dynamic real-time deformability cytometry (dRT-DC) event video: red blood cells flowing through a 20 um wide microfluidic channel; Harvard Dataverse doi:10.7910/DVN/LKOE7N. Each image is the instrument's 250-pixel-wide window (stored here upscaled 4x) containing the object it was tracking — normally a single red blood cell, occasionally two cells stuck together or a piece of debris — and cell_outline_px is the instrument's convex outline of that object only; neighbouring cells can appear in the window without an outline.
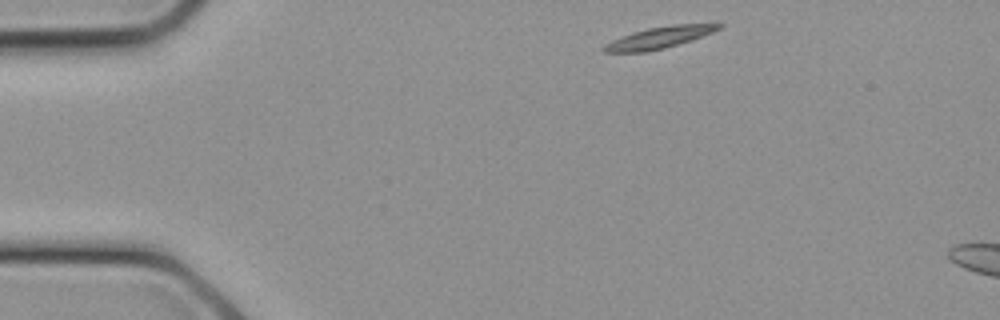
{"species": "common noctule bat (a hibernating species)", "species_latin": "Nyctalus noctula", "temperature_condition": "cold", "stored_images_in_passage": 11, "camera_frame_rate_fps": 3000, "um_per_image_px": 0.085, "animal": {"sex": "female", "body_mass_g": 21.9}, "frame": {"image": 1, "passage_image": 1, "time_ms": 0.0, "image_size_px": [1000, 320], "cell_outline_px": [[724, 24], [720, 28], [712, 32], [692, 40], [664, 48], [648, 52], [604, 52], [604, 48], [612, 40], [632, 32], [648, 28], [672, 24]], "centroid_in_image_um": [56.05, 3.19], "position_along_channel_um": 29.0, "area_um2": 14.16}}
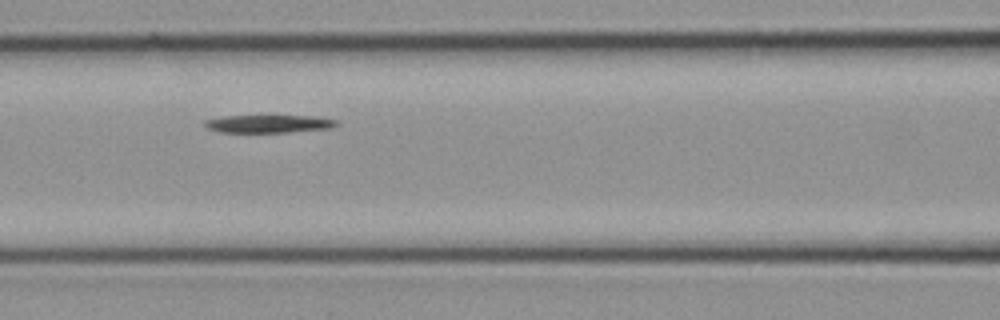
{"frame": {"image": 2, "passage_image": 8, "time_ms": 2.333, "image_size_px": [1000, 320], "cell_outline_px": [[340, 124], [332, 128], [288, 132], [220, 132], [208, 128], [204, 124], [204, 120], [224, 116], [316, 116], [336, 120]], "centroid_in_image_um": [22.87, 10.52], "position_along_channel_um": 143.7, "area_um2": 13.64}}
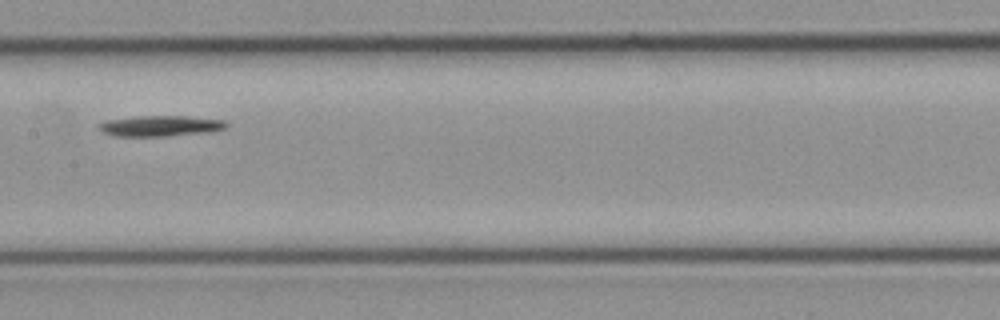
{"frame": {"image": 3, "passage_image": 10, "time_ms": 3.0, "image_size_px": [1000, 320], "cell_outline_px": [[228, 124], [224, 128], [208, 132], [168, 136], [112, 136], [104, 132], [100, 128], [100, 124], [104, 120], [136, 116], [184, 116], [224, 120]], "centroid_in_image_um": [13.61, 10.7], "position_along_channel_um": 193.8, "area_um2": 15.26}}